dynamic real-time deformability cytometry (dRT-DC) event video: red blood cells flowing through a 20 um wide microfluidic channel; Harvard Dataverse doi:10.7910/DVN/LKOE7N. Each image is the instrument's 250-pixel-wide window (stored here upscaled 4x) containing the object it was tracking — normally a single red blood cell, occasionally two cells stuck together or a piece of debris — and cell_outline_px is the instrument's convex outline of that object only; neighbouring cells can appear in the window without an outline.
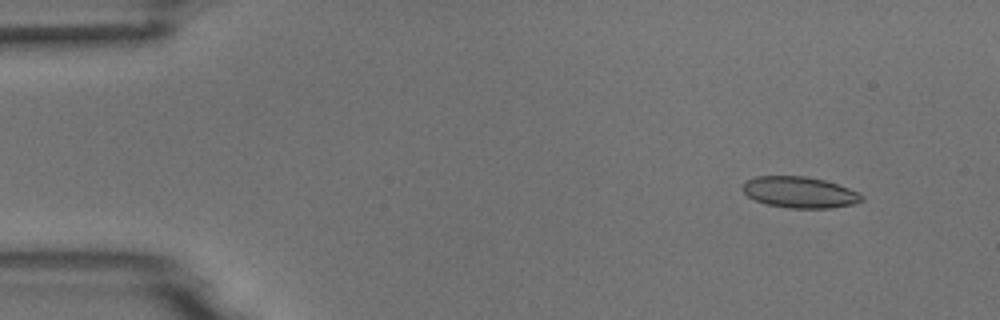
{"species": "common noctule bat (a hibernating species)", "species_latin": "Nyctalus noctula", "temperature_condition": "room temperature", "stored_images_in_passage": 6, "camera_frame_rate_fps": 3000, "um_per_image_px": 0.085, "animal": {"sex": "male", "body_mass_g": 18.8}, "frame": {"image": 1, "passage_image": 2, "time_ms": 1.0, "image_size_px": [1000, 320], "cell_outline_px": [[864, 200], [852, 204], [832, 208], [788, 208], [768, 204], [756, 200], [748, 196], [744, 192], [744, 184], [748, 180], [756, 176], [804, 176], [824, 180], [848, 188], [864, 196]], "centroid_in_image_um": [67.99, 16.35], "position_along_channel_um": 17.0, "area_um2": 21.33}}
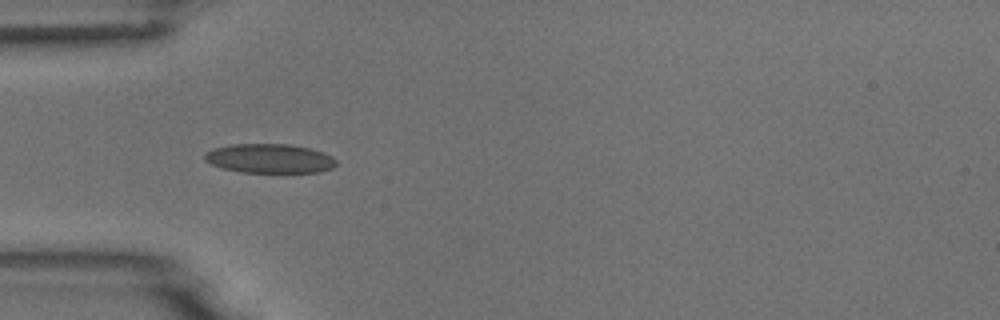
{"frame": {"image": 2, "passage_image": 5, "time_ms": 4.667, "image_size_px": [1000, 320], "cell_outline_px": [[336, 164], [332, 168], [320, 172], [240, 172], [224, 168], [212, 164], [204, 160], [204, 152], [212, 148], [232, 144], [288, 144], [308, 148], [324, 152], [332, 156], [336, 160]], "centroid_in_image_um": [22.9, 13.46], "position_along_channel_um": 62.1, "area_um2": 22.43}}